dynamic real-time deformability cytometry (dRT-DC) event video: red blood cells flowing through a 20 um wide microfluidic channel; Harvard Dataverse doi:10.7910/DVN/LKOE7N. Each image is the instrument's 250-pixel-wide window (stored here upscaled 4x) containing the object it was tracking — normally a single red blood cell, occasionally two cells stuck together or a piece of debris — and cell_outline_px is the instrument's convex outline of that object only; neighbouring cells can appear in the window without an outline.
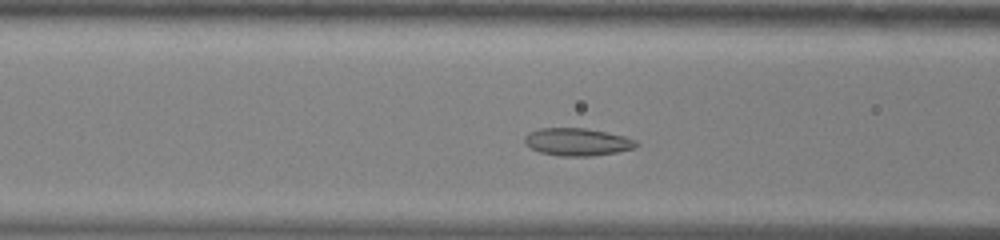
{"species": "common noctule bat (a hibernating species)", "species_latin": "Nyctalus noctula", "temperature_condition": "warm", "stored_images_in_passage": 41, "camera_frame_rate_fps": 3000, "um_per_image_px": 0.085, "animal": {"sex": "male", "body_mass_g": 13.0, "forearm_length_mm": 53.1}, "frame": {"image": 1, "passage_image": 10, "time_ms": 3.0, "image_size_px": [1000, 240], "cell_outline_px": [[640, 144], [636, 148], [616, 152], [592, 156], [560, 156], [540, 152], [524, 144], [524, 136], [528, 132], [540, 128], [584, 128], [624, 136], [636, 140]], "centroid_in_image_um": [49.06, 12.06], "position_along_channel_um": 117.5, "area_um2": 17.98}}
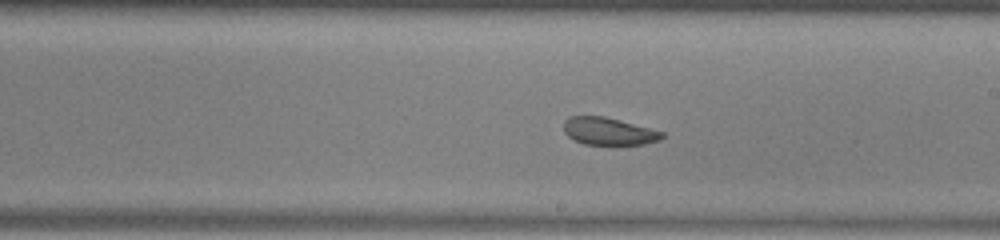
{"frame": {"image": 2, "passage_image": 19, "time_ms": 6.0, "image_size_px": [1000, 240], "cell_outline_px": [[664, 136], [660, 140], [644, 144], [584, 144], [568, 136], [564, 132], [564, 120], [568, 116], [604, 116], [620, 120], [664, 132]], "centroid_in_image_um": [51.72, 11.15], "position_along_channel_um": 237.3, "area_um2": 15.61}}
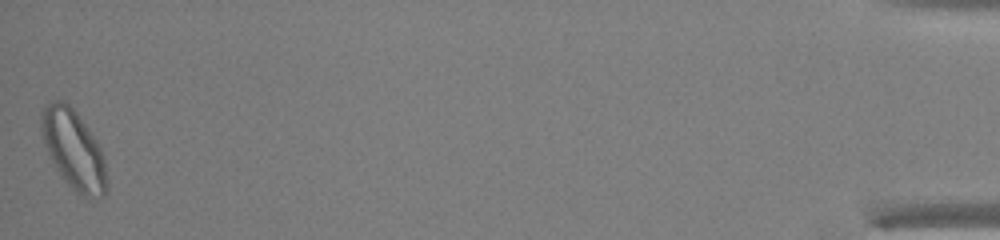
{"frame": {"image": 3, "passage_image": 41, "time_ms": 13.333, "image_size_px": [1000, 240], "cell_outline_px": [[108, 192], [104, 196], [84, 196], [76, 192], [60, 176], [48, 156], [44, 144], [40, 128], [40, 112], [44, 104], [52, 100], [64, 100], [76, 112], [100, 144], [104, 156], [108, 184]], "centroid_in_image_um": [6.24, 12.69], "position_along_channel_um": 429.0, "area_um2": 30.75}, "authors_computed_cell_mechanics": {"area_um2": 18.5538, "velocity_mm_per_s": 4.0065, "shape_relaxation_time_tau1_ms": null, "shape_relaxation_time_tau2_ms": 1.7837, "deformation_change_tau1": null, "deformation_change_tau2": 0.0683}}